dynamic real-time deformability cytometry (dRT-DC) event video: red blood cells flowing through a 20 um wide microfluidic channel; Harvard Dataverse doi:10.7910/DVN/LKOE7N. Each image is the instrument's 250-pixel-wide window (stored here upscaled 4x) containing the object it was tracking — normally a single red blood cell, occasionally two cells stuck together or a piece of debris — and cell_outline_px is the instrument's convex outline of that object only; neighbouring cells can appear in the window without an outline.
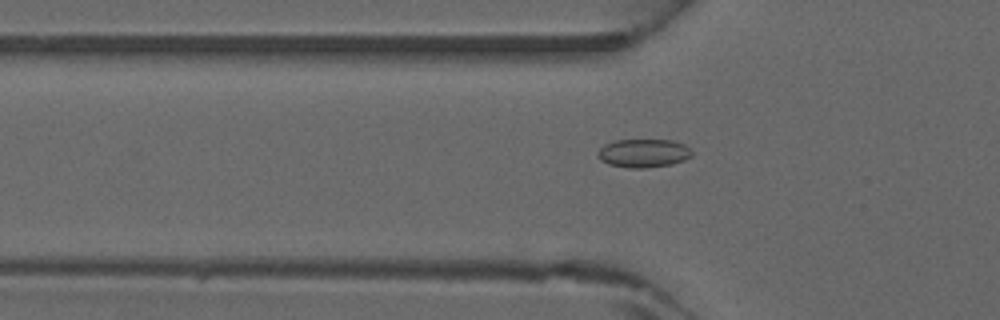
{"species": "common noctule bat (a hibernating species)", "species_latin": "Nyctalus noctula", "temperature_condition": "warm", "stored_images_in_passage": 34, "camera_frame_rate_fps": 3000, "um_per_image_px": 0.085, "animal": {"sex": "male", "forearm_length_mm": 52.5}, "frame": {"image": 1, "passage_image": 4, "time_ms": 1.0, "image_size_px": [1000, 320], "cell_outline_px": [[692, 156], [684, 160], [672, 164], [644, 168], [628, 168], [608, 164], [600, 160], [596, 156], [596, 152], [604, 144], [616, 140], [672, 140], [684, 144], [692, 148]], "centroid_in_image_um": [54.69, 13.02], "position_along_channel_um": 71.1, "area_um2": 15.84}}
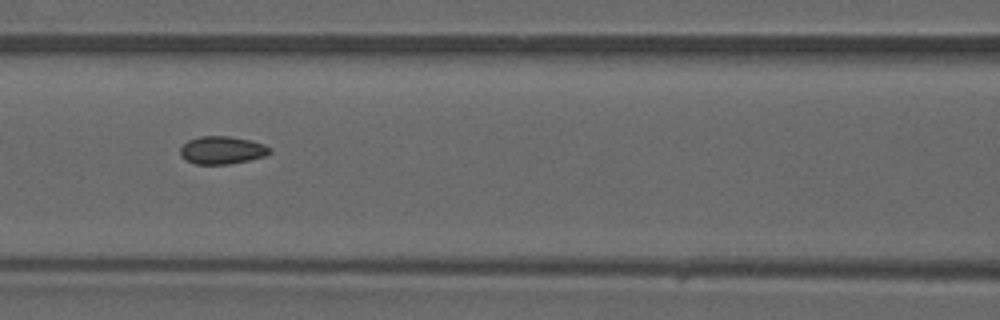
{"frame": {"image": 2, "passage_image": 9, "time_ms": 2.667, "image_size_px": [1000, 320], "cell_outline_px": [[272, 152], [264, 156], [248, 160], [228, 164], [196, 164], [180, 156], [180, 148], [188, 140], [200, 136], [228, 136], [252, 140], [264, 144], [272, 148]], "centroid_in_image_um": [18.9, 12.75], "position_along_channel_um": 147.7, "area_um2": 14.51}}
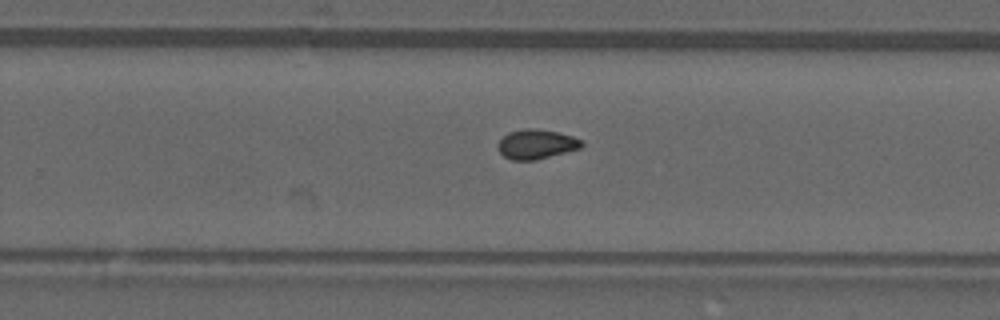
{"frame": {"image": 3, "passage_image": 18, "time_ms": 5.667, "image_size_px": [1000, 320], "cell_outline_px": [[584, 144], [580, 148], [536, 160], [512, 160], [504, 156], [496, 148], [496, 144], [508, 132], [524, 128], [536, 128], [556, 132], [572, 136], [584, 140]], "centroid_in_image_um": [45.57, 12.25], "position_along_channel_um": 284.2, "area_um2": 14.51}}